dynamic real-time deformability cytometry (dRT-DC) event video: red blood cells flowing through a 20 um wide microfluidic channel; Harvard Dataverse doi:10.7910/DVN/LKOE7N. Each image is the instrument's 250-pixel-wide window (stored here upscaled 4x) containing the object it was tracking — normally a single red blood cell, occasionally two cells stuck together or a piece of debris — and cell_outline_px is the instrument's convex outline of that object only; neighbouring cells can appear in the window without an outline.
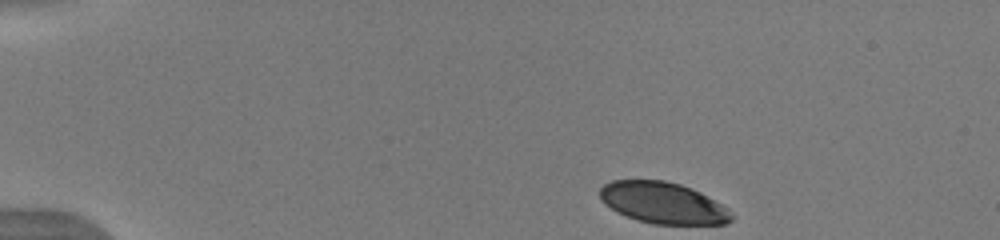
{"species": "human", "species_latin": "Homo sapiens", "temperature_condition": "warm", "stored_images_in_passage": 44, "camera_frame_rate_fps": 3000, "um_per_image_px": 0.085, "donor": {"sex": "male"}, "frame": {"image": 1, "passage_image": 1, "time_ms": 0.0, "image_size_px": [1000, 240], "cell_outline_px": [[732, 220], [724, 224], [652, 224], [636, 220], [616, 212], [604, 204], [600, 200], [600, 188], [604, 184], [612, 180], [664, 180], [680, 184], [692, 188], [700, 192], [728, 208], [732, 216]], "centroid_in_image_um": [56.32, 17.25], "position_along_channel_um": 28.7, "area_um2": 31.85}}
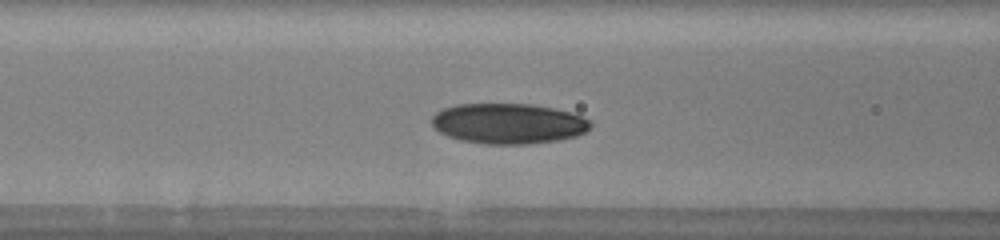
{"frame": {"image": 2, "passage_image": 15, "time_ms": 4.667, "image_size_px": [1000, 240], "cell_outline_px": [[592, 128], [576, 136], [560, 140], [528, 144], [484, 144], [460, 140], [448, 136], [440, 132], [432, 124], [432, 116], [436, 112], [444, 108], [456, 104], [532, 104], [552, 108], [584, 116], [592, 124]], "centroid_in_image_um": [43.22, 10.5], "position_along_channel_um": 123.4, "area_um2": 37.45}}
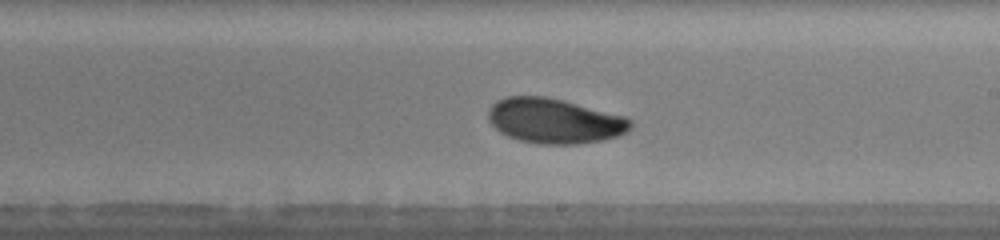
{"frame": {"image": 3, "passage_image": 24, "time_ms": 7.667, "image_size_px": [1000, 240], "cell_outline_px": [[632, 128], [628, 132], [616, 136], [600, 140], [576, 144], [540, 144], [520, 140], [508, 136], [500, 132], [488, 120], [488, 108], [496, 100], [504, 96], [544, 96], [564, 100], [624, 116], [632, 120]], "centroid_in_image_um": [47.11, 10.26], "position_along_channel_um": 241.9, "area_um2": 37.34}, "authors_computed_cell_mechanics": {"area_um2": 36.0961, "velocity_mm_per_s": 3.9499, "shape_relaxation_time_tau1_ms": 3.3371, "shape_relaxation_time_tau2_ms": 7.1572, "deformation_change_tau1": 0.1144, "deformation_change_tau2": 0.1309}}